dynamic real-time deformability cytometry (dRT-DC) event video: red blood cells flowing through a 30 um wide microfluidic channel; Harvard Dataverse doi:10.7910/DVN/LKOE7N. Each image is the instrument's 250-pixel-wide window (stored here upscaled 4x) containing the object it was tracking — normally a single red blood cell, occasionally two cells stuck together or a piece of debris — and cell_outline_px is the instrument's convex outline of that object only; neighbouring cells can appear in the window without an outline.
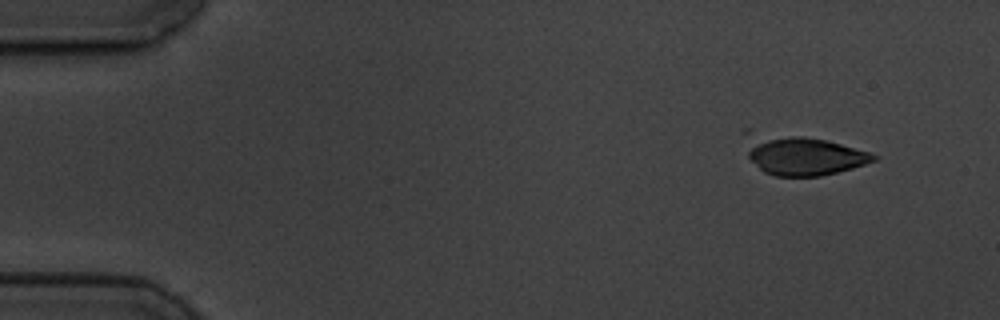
{"species": "common noctule bat (a hibernating species)", "species_latin": "Nyctalus noctula", "temperature_condition": "cold", "stored_images_in_passage": 4, "camera_frame_rate_fps": 3000, "um_per_image_px": 0.085, "animal": {"sex": "male", "body_mass_g": 19.5, "forearm_length_mm": 54.6}, "frame": {"image": 1, "passage_image": 1, "time_ms": 0.0, "image_size_px": [1000, 320], "cell_outline_px": [[880, 156], [876, 160], [852, 168], [820, 176], [776, 176], [764, 172], [748, 156], [748, 152], [752, 140], [792, 136], [804, 136], [824, 140], [872, 152]], "centroid_in_image_um": [68.48, 13.29], "position_along_channel_um": 16.5, "area_um2": 27.4}}
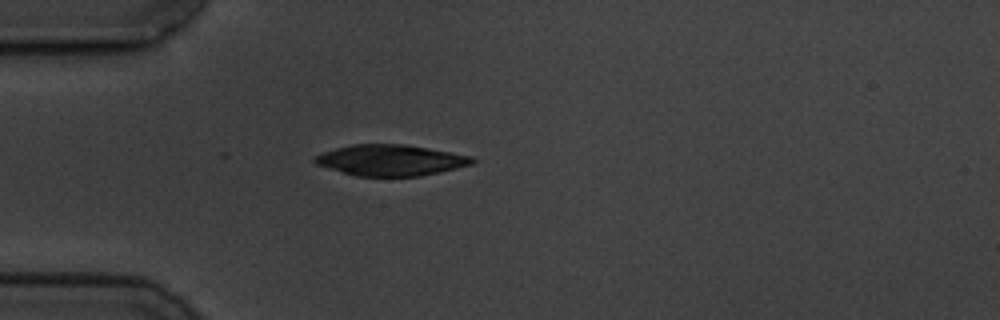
{"frame": {"image": 2, "passage_image": 4, "time_ms": 3.667, "image_size_px": [1000, 320], "cell_outline_px": [[476, 160], [472, 164], [440, 172], [420, 176], [356, 176], [316, 164], [312, 160], [316, 156], [324, 152], [336, 148], [352, 144], [404, 144], [452, 152], [472, 156]], "centroid_in_image_um": [33.23, 13.61], "position_along_channel_um": 51.8, "area_um2": 28.26}}